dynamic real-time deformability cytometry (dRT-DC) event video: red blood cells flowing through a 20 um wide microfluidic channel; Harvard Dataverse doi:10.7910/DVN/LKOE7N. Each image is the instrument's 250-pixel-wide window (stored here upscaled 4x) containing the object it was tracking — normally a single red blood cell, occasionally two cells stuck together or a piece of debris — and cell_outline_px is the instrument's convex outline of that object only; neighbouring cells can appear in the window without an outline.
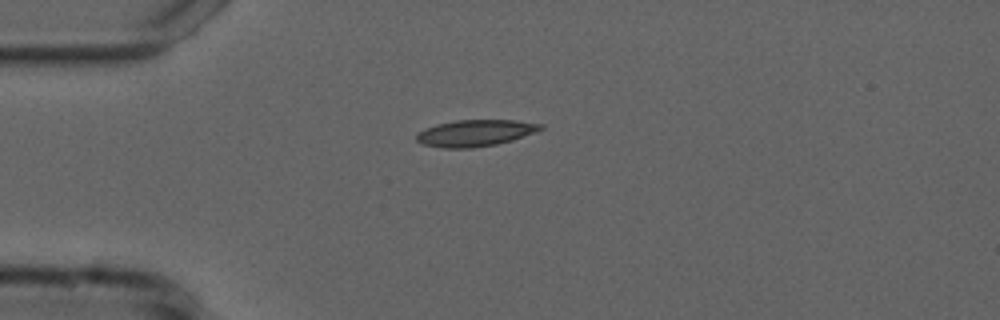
{"species": "common noctule bat (a hibernating species)", "species_latin": "Nyctalus noctula", "temperature_condition": "cold", "stored_images_in_passage": 41, "camera_frame_rate_fps": 3000, "um_per_image_px": 0.085, "animal": {"sex": "male", "forearm_length_mm": 52.5}, "frame": {"image": 1, "passage_image": 1, "time_ms": 0.0, "image_size_px": [1000, 320], "cell_outline_px": [[544, 128], [536, 132], [512, 140], [496, 144], [472, 148], [444, 148], [420, 144], [416, 140], [416, 132], [424, 128], [436, 124], [456, 120], [516, 120], [544, 124]], "centroid_in_image_um": [40.37, 11.3], "position_along_channel_um": 44.6, "area_um2": 19.42}}
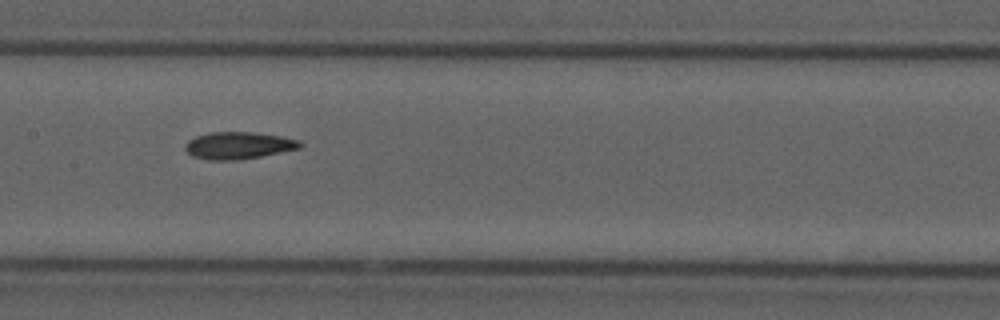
{"frame": {"image": 2, "passage_image": 14, "time_ms": 4.333, "image_size_px": [1000, 320], "cell_outline_px": [[304, 144], [300, 148], [260, 156], [236, 160], [208, 160], [192, 156], [184, 148], [184, 144], [188, 140], [196, 136], [212, 132], [248, 132], [280, 136], [300, 140]], "centroid_in_image_um": [20.25, 12.36], "position_along_channel_um": 187.2, "area_um2": 18.03}}
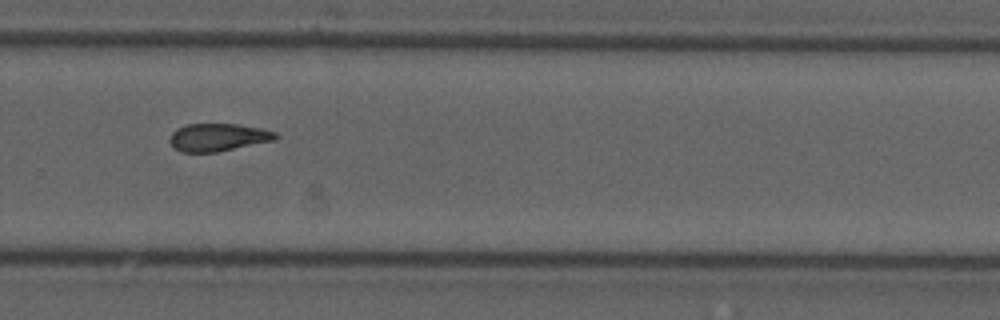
{"frame": {"image": 3, "passage_image": 24, "time_ms": 7.667, "image_size_px": [1000, 320], "cell_outline_px": [[280, 136], [276, 140], [216, 152], [180, 152], [172, 148], [168, 140], [172, 132], [176, 128], [188, 124], [236, 124], [260, 128], [276, 132]], "centroid_in_image_um": [18.51, 11.67], "position_along_channel_um": 311.3, "area_um2": 17.28}}